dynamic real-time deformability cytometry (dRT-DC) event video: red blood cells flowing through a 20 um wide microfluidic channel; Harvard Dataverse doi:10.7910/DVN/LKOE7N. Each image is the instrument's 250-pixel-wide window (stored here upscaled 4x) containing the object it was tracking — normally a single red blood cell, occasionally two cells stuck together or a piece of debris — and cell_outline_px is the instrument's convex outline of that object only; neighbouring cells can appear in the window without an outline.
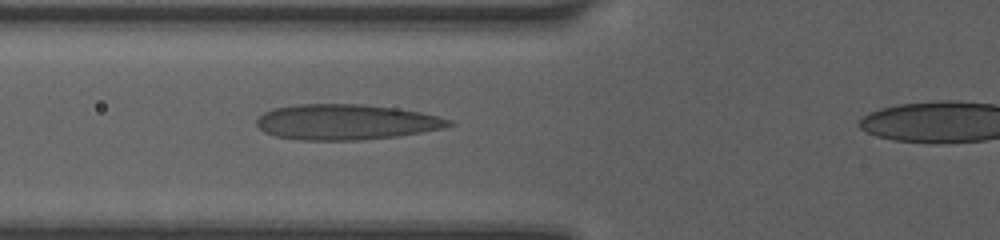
{"species": "human", "species_latin": "Homo sapiens", "temperature_condition": "room temperature", "stored_images_in_passage": 8, "camera_frame_rate_fps": 3000, "um_per_image_px": 0.085, "donor": {"sex": "female"}, "frame": {"image": 1, "passage_image": 6, "time_ms": 3.0, "image_size_px": [1000, 240], "cell_outline_px": [[456, 124], [444, 128], [396, 136], [360, 140], [300, 140], [276, 136], [264, 132], [256, 124], [256, 120], [264, 112], [272, 108], [296, 104], [364, 104], [396, 108], [420, 112], [452, 120]], "centroid_in_image_um": [29.4, 10.37], "position_along_channel_um": 96.4, "area_um2": 39.77}}
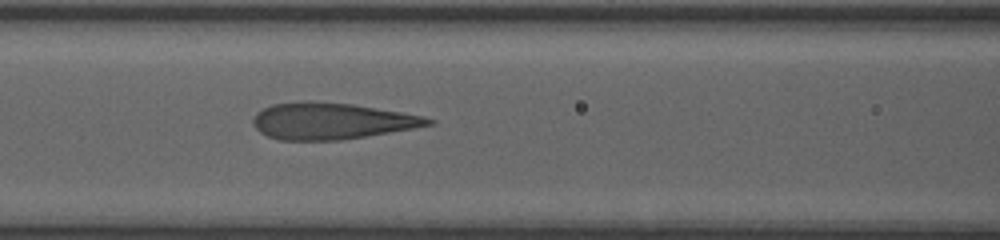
{"frame": {"image": 2, "passage_image": 8, "time_ms": 4.0, "image_size_px": [1000, 240], "cell_outline_px": [[436, 124], [340, 140], [280, 140], [268, 136], [260, 132], [252, 124], [252, 120], [256, 112], [272, 104], [352, 104], [424, 116], [436, 120]], "centroid_in_image_um": [28.2, 10.33], "position_along_channel_um": 138.4, "area_um2": 35.95}}